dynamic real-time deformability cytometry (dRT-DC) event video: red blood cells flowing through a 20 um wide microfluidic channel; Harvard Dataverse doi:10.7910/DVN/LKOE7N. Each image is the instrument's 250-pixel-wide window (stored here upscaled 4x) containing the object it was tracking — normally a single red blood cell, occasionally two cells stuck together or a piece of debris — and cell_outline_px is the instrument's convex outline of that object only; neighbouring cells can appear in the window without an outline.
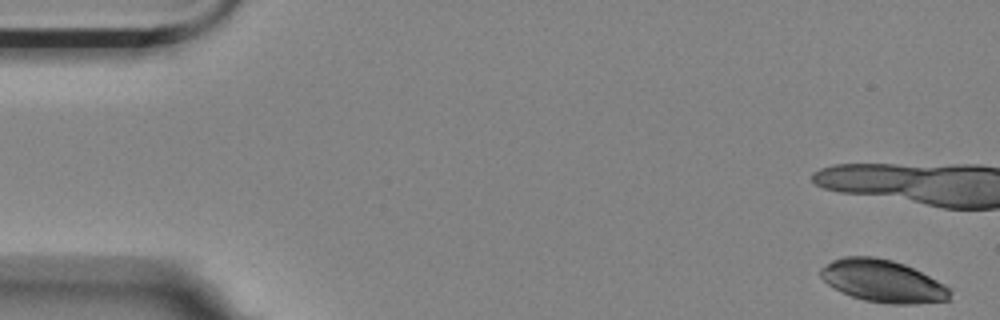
{"species": "Egyptian fruit bat (a non-hibernating species)", "species_latin": "Rousettus aegyptiacus", "temperature_condition": "room temperature", "stored_images_in_passage": 6, "camera_frame_rate_fps": 3000, "um_per_image_px": 0.085, "animal": {"sex": "female"}, "frame": {"image": 1, "passage_image": 1, "time_ms": 0.0, "image_size_px": [1000, 320], "cell_outline_px": [[952, 292], [948, 300], [916, 304], [888, 304], [864, 300], [852, 296], [828, 284], [820, 276], [820, 268], [832, 260], [844, 256], [872, 256], [892, 260], [904, 264], [952, 288]], "centroid_in_image_um": [75.05, 23.89], "position_along_channel_um": 9.9, "area_um2": 31.79}}